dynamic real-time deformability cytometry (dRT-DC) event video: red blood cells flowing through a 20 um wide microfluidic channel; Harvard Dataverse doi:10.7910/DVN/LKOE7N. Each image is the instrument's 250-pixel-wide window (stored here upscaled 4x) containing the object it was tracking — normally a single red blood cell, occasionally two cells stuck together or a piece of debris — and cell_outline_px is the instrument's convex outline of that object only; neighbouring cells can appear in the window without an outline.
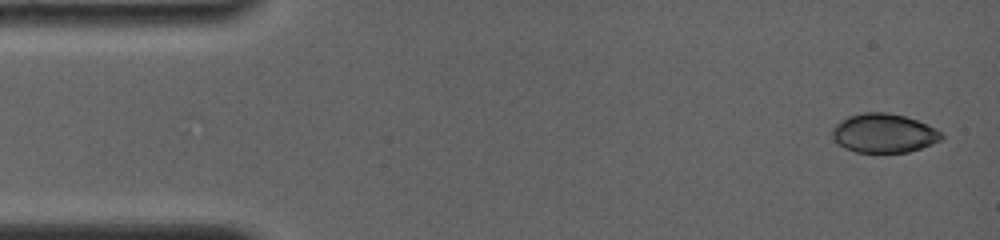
{"species": "common noctule bat (a hibernating species)", "species_latin": "Nyctalus noctula", "temperature_condition": "room temperature", "stored_images_in_passage": 10, "camera_frame_rate_fps": 4000, "um_per_image_px": 0.085, "animal": {"sex": "female", "body_mass_g": 19.0, "forearm_length_mm": 56.7}, "frame": {"image": 1, "passage_image": 1, "time_ms": 0.0, "image_size_px": [1000, 240], "cell_outline_px": [[944, 136], [940, 140], [932, 144], [908, 152], [856, 152], [844, 148], [832, 136], [832, 128], [840, 120], [848, 116], [864, 112], [888, 112], [904, 116], [916, 120], [936, 128]], "centroid_in_image_um": [75.12, 11.31], "position_along_channel_um": 9.9, "area_um2": 24.74}}
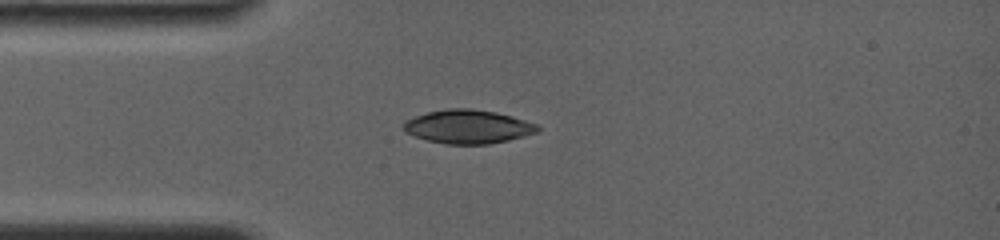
{"frame": {"image": 2, "passage_image": 6, "time_ms": 3.5, "image_size_px": [1000, 240], "cell_outline_px": [[540, 128], [536, 132], [524, 136], [508, 140], [488, 144], [444, 144], [428, 140], [416, 136], [408, 132], [404, 128], [404, 120], [428, 112], [448, 108], [468, 108], [496, 112], [512, 116], [536, 124]], "centroid_in_image_um": [39.78, 10.76], "position_along_channel_um": 45.2, "area_um2": 26.01}}
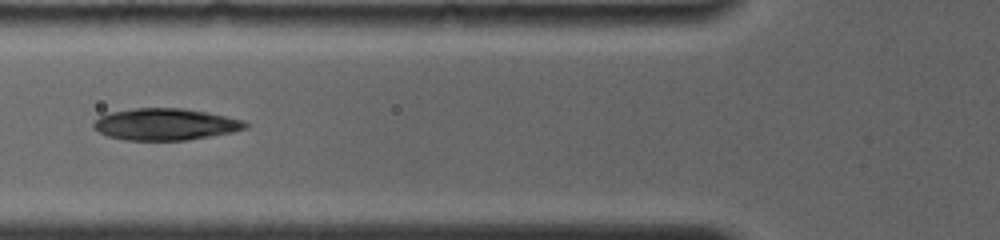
{"frame": {"image": 3, "passage_image": 9, "time_ms": 5.5, "image_size_px": [1000, 240], "cell_outline_px": [[248, 128], [232, 132], [184, 140], [124, 140], [108, 136], [100, 132], [92, 124], [100, 116], [108, 112], [136, 108], [184, 108], [208, 112], [244, 120], [248, 124]], "centroid_in_image_um": [14.07, 10.55], "position_along_channel_um": 111.7, "area_um2": 27.98}}